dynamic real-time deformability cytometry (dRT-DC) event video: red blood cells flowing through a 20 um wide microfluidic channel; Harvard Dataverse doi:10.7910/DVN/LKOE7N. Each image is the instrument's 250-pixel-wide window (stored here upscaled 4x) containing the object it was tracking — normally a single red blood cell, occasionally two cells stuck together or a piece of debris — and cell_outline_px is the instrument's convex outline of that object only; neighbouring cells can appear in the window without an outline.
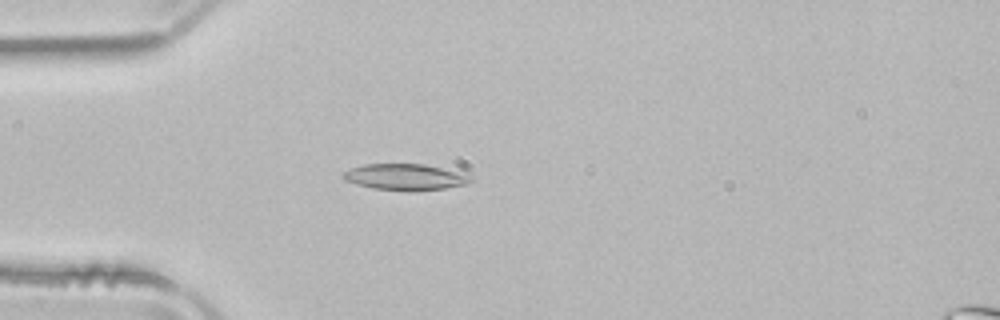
{"species": "common noctule bat (a hibernating species)", "species_latin": "Nyctalus noctula", "temperature_condition": "room temperature", "stored_images_in_passage": 4, "camera_frame_rate_fps": 3000, "um_per_image_px": 0.085, "animal": {"sex": "male", "body_mass_g": 21.5, "forearm_length_mm": 52.0}, "frame": {"image": 1, "passage_image": 4, "time_ms": 1.0, "image_size_px": [1000, 320], "cell_outline_px": [[472, 180], [464, 184], [444, 188], [408, 192], [372, 188], [356, 184], [344, 180], [340, 176], [344, 172], [352, 168], [364, 164], [424, 164], [472, 176]], "centroid_in_image_um": [34.37, 15.06], "position_along_channel_um": 50.6, "area_um2": 19.36}}